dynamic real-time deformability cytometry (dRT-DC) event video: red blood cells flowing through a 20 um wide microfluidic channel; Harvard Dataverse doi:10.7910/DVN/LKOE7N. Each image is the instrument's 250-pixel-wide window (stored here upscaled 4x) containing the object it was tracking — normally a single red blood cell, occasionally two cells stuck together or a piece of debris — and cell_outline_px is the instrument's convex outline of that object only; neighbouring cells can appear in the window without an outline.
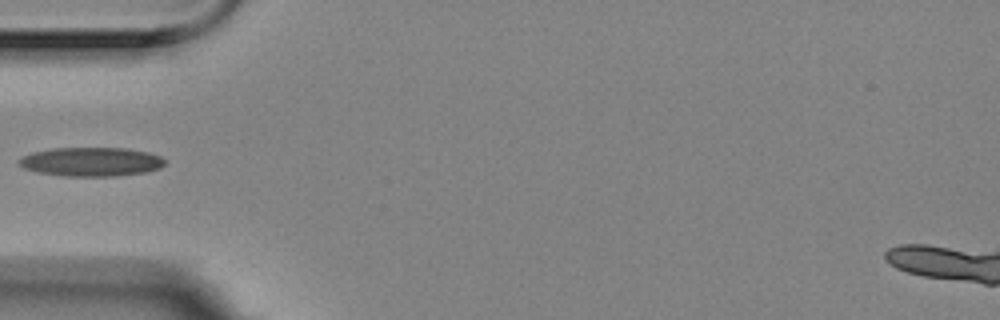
{"species": "Egyptian fruit bat (a non-hibernating species)", "species_latin": "Rousettus aegyptiacus", "temperature_condition": "room temperature", "stored_images_in_passage": 3, "camera_frame_rate_fps": 3000, "um_per_image_px": 0.085, "animal": {"sex": "female"}, "frame": {"image": 1, "passage_image": 1, "time_ms": 0.0, "image_size_px": [1000, 320], "cell_outline_px": [[164, 164], [160, 168], [148, 172], [116, 176], [60, 176], [36, 172], [24, 168], [16, 160], [20, 156], [32, 152], [52, 148], [124, 148], [148, 152], [160, 156], [164, 160]], "centroid_in_image_um": [7.71, 13.75], "position_along_channel_um": 77.3, "area_um2": 24.85}}
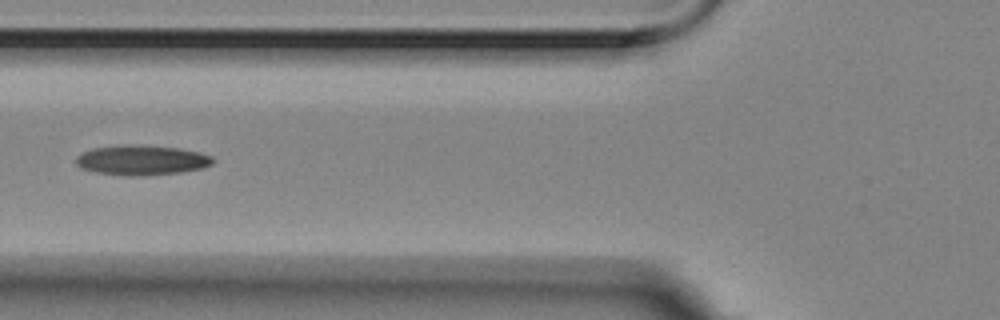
{"frame": {"image": 2, "passage_image": 2, "time_ms": 0.333, "image_size_px": [1000, 320], "cell_outline_px": [[216, 160], [212, 164], [204, 168], [180, 172], [144, 176], [124, 176], [96, 172], [80, 168], [76, 164], [76, 156], [92, 148], [176, 148], [200, 152], [212, 156]], "centroid_in_image_um": [12.09, 13.68], "position_along_channel_um": 113.7, "area_um2": 22.77}}
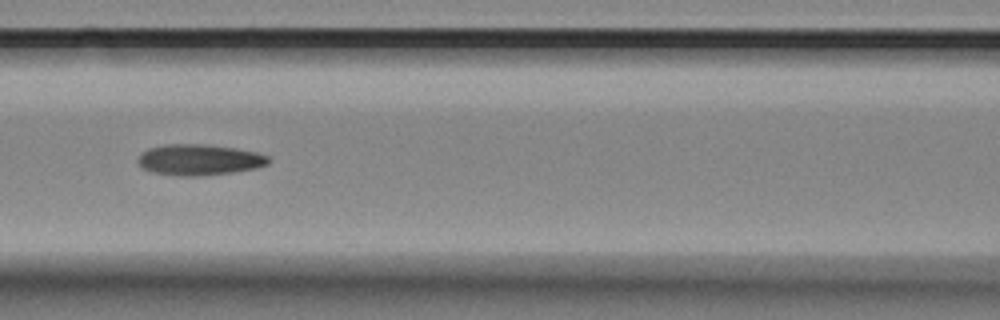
{"frame": {"image": 3, "passage_image": 3, "time_ms": 0.667, "image_size_px": [1000, 320], "cell_outline_px": [[272, 160], [268, 164], [256, 168], [232, 172], [196, 176], [180, 176], [152, 172], [144, 168], [136, 160], [148, 148], [164, 144], [208, 144], [236, 148], [256, 152], [268, 156]], "centroid_in_image_um": [16.96, 13.57], "position_along_channel_um": 149.6, "area_um2": 23.52}}